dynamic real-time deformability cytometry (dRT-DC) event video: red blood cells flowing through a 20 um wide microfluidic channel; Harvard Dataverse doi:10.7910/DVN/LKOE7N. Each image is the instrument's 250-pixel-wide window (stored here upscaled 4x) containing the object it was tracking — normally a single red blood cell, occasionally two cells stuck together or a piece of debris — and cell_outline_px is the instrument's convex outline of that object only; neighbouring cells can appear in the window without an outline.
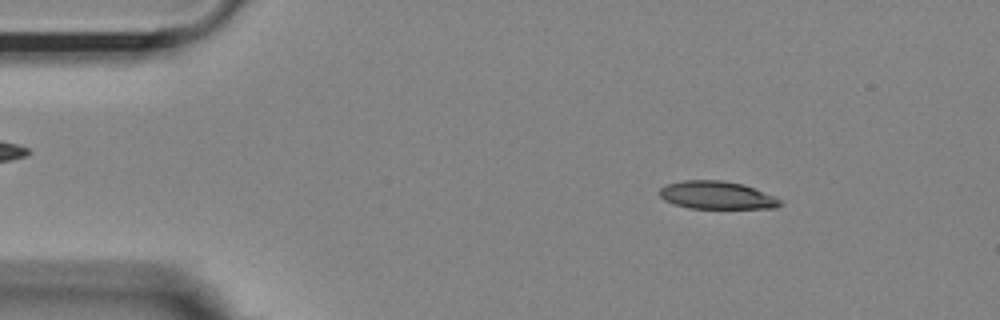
{"species": "Egyptian fruit bat (a non-hibernating species)", "species_latin": "Rousettus aegyptiacus", "temperature_condition": "room temperature", "stored_images_in_passage": 53, "camera_frame_rate_fps": 3000, "um_per_image_px": 0.085, "animal": {"sex": "female"}, "frame": {"image": 1, "passage_image": 7, "time_ms": 2.0, "image_size_px": [1000, 320], "cell_outline_px": [[784, 204], [776, 208], [688, 208], [664, 200], [660, 196], [660, 188], [668, 184], [684, 180], [724, 180], [744, 184], [776, 196], [784, 200]], "centroid_in_image_um": [61.01, 16.59], "position_along_channel_um": 24.0, "area_um2": 19.77}}
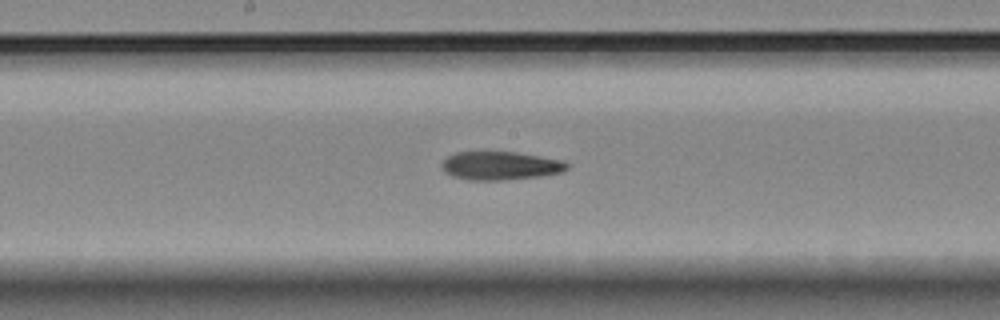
{"frame": {"image": 2, "passage_image": 27, "time_ms": 8.667, "image_size_px": [1000, 320], "cell_outline_px": [[568, 168], [560, 172], [540, 176], [504, 180], [468, 180], [452, 176], [444, 172], [440, 168], [440, 164], [448, 156], [456, 152], [516, 152], [540, 156], [560, 160], [568, 164]], "centroid_in_image_um": [42.47, 14.09], "position_along_channel_um": 205.7, "area_um2": 20.69}}
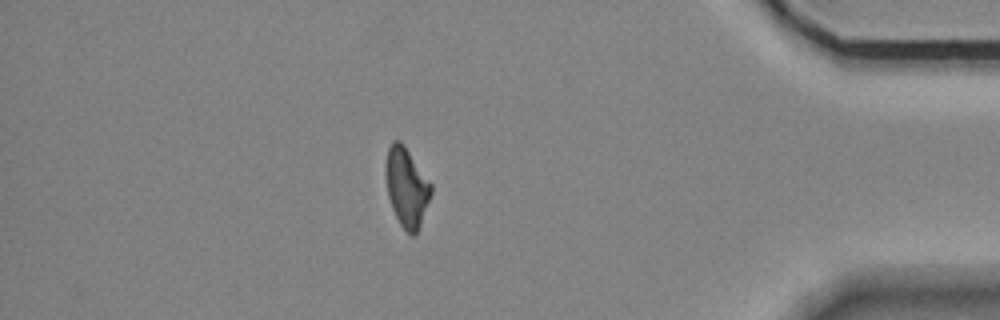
{"frame": {"image": 3, "passage_image": 46, "time_ms": 15.0, "image_size_px": [1000, 320], "cell_outline_px": [[432, 192], [416, 236], [412, 236], [400, 224], [392, 208], [388, 196], [384, 172], [388, 148], [392, 140], [400, 140], [404, 144], [432, 184]], "centroid_in_image_um": [34.55, 15.89], "position_along_channel_um": 400.6, "area_um2": 20.98}, "authors_computed_cell_mechanics": {"area_um2": 20.808, "velocity_mm_per_s": 3.6962, "shape_relaxation_time_tau1_ms": null, "shape_relaxation_time_tau2_ms": 3.4621, "deformation_change_tau1": null, "deformation_change_tau2": 0.123}}